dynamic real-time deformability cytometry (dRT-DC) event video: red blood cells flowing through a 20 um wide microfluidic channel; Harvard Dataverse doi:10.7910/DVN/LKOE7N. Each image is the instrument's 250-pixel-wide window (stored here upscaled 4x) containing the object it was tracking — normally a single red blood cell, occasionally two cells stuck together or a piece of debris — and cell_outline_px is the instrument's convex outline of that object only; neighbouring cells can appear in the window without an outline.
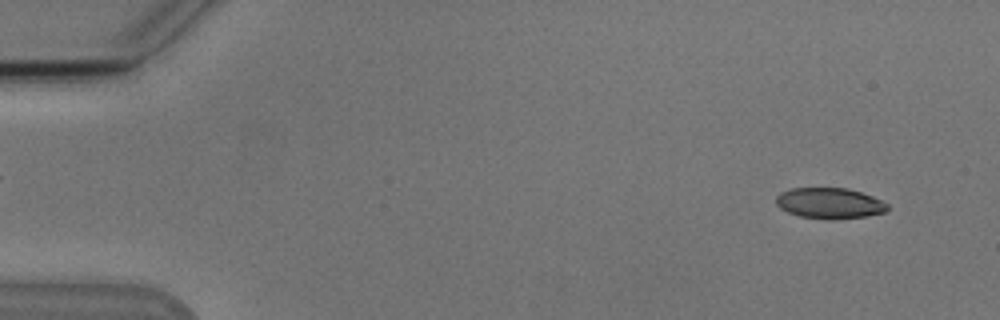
{"species": "Egyptian fruit bat (a non-hibernating species)", "species_latin": "Rousettus aegyptiacus", "temperature_condition": "cold", "stored_images_in_passage": 53, "camera_frame_rate_fps": 3000, "um_per_image_px": 0.085, "animal": {"sex": "male"}, "frame": {"image": 1, "passage_image": 3, "time_ms": 0.667, "image_size_px": [1000, 320], "cell_outline_px": [[888, 208], [884, 212], [864, 216], [800, 216], [788, 212], [780, 208], [776, 204], [776, 196], [780, 192], [792, 188], [848, 188], [872, 196], [888, 204]], "centroid_in_image_um": [70.47, 17.21], "position_along_channel_um": 14.5, "area_um2": 18.96}}
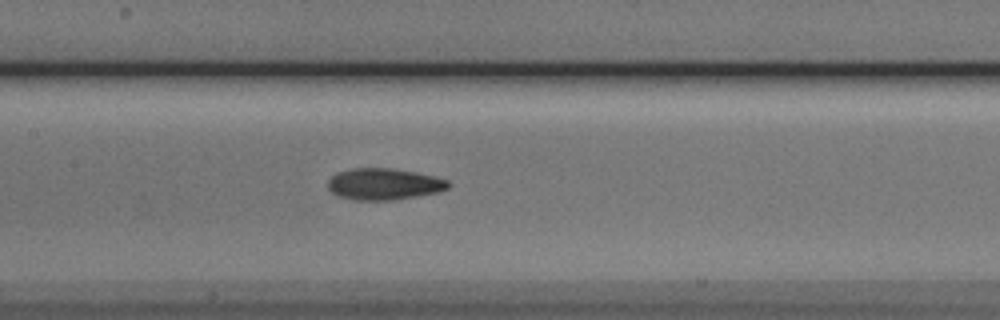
{"frame": {"image": 2, "passage_image": 25, "time_ms": 8.0, "image_size_px": [1000, 320], "cell_outline_px": [[452, 184], [448, 188], [436, 192], [396, 200], [352, 200], [336, 196], [328, 188], [328, 180], [336, 172], [352, 168], [392, 168], [416, 172], [448, 180]], "centroid_in_image_um": [32.6, 15.65], "position_along_channel_um": 174.8, "area_um2": 22.25}}
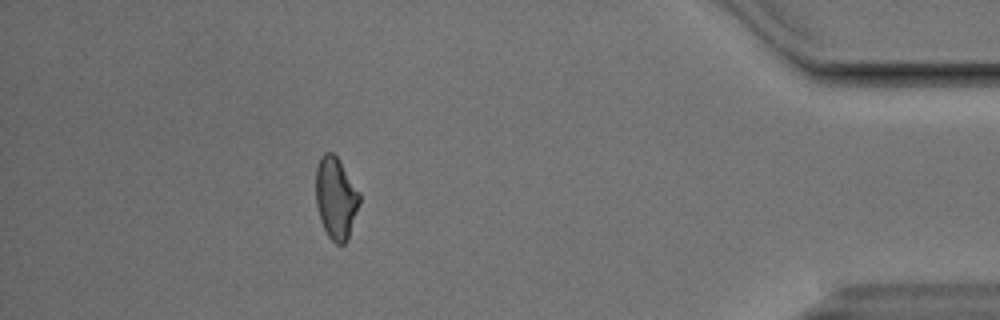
{"frame": {"image": 3, "passage_image": 47, "time_ms": 15.333, "image_size_px": [1000, 320], "cell_outline_px": [[360, 204], [348, 240], [344, 244], [336, 244], [328, 236], [320, 220], [316, 204], [316, 164], [320, 156], [324, 152], [332, 152], [336, 156], [360, 196]], "centroid_in_image_um": [28.53, 16.86], "position_along_channel_um": 406.7, "area_um2": 20.69}, "authors_computed_cell_mechanics": {"area_um2": 21.097, "velocity_mm_per_s": 3.8196, "shape_relaxation_time_tau1_ms": 5.3208, "shape_relaxation_time_tau2_ms": 2.2901, "deformation_change_tau1": 0.1436, "deformation_change_tau2": 0.0877}}